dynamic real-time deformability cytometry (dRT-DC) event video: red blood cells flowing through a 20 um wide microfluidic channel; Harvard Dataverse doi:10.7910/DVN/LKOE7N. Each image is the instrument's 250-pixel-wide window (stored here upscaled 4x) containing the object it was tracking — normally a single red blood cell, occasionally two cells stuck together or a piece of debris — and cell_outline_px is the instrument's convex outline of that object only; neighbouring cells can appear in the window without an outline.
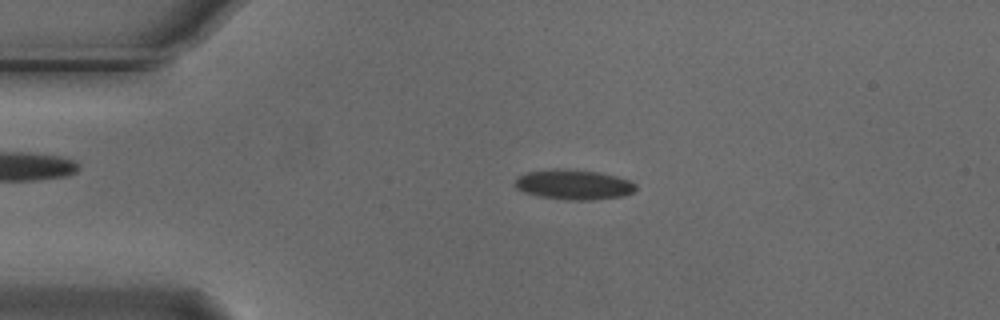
{"species": "Egyptian fruit bat (a non-hibernating species)", "species_latin": "Rousettus aegyptiacus", "temperature_condition": "cold", "stored_images_in_passage": 55, "camera_frame_rate_fps": 3000, "um_per_image_px": 0.085, "animal": {"sex": "male"}, "frame": {"image": 1, "passage_image": 11, "time_ms": 3.333, "image_size_px": [1000, 320], "cell_outline_px": [[636, 188], [632, 192], [624, 196], [592, 200], [564, 200], [540, 196], [524, 192], [516, 188], [516, 180], [520, 176], [528, 172], [556, 168], [596, 172], [616, 176], [628, 180], [636, 184]], "centroid_in_image_um": [48.78, 15.7], "position_along_channel_um": 36.2, "area_um2": 20.87}}
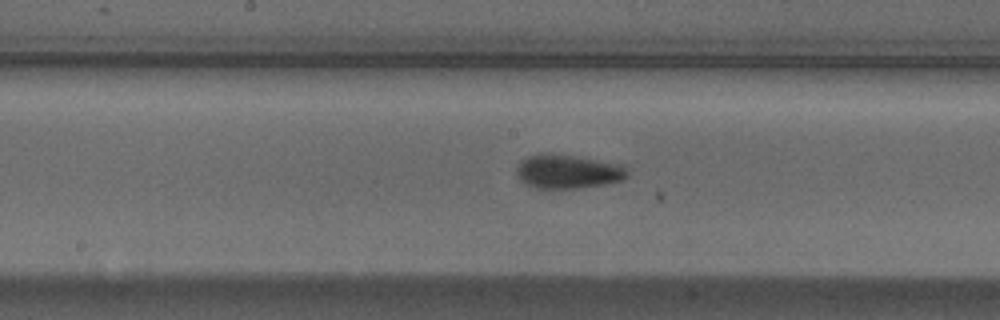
{"frame": {"image": 2, "passage_image": 27, "time_ms": 8.667, "image_size_px": [1000, 320], "cell_outline_px": [[628, 176], [624, 180], [604, 184], [576, 188], [536, 188], [524, 184], [520, 180], [516, 172], [516, 168], [520, 160], [528, 156], [540, 152], [552, 152], [624, 164], [628, 168]], "centroid_in_image_um": [48.27, 14.55], "position_along_channel_um": 199.9, "area_um2": 22.48}}
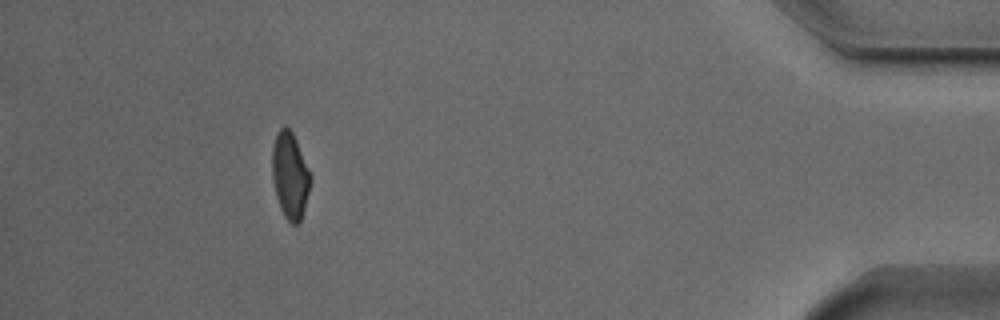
{"frame": {"image": 3, "passage_image": 49, "time_ms": 16.0, "image_size_px": [1000, 320], "cell_outline_px": [[312, 180], [300, 224], [292, 224], [284, 216], [280, 208], [276, 196], [272, 180], [272, 148], [276, 132], [280, 128], [288, 128], [292, 132], [296, 140], [312, 176]], "centroid_in_image_um": [24.65, 14.94], "position_along_channel_um": 410.5, "area_um2": 19.42}, "authors_computed_cell_mechanics": {"area_um2": 20.519, "velocity_mm_per_s": 3.7182, "shape_relaxation_time_tau1_ms": 4.856, "shape_relaxation_time_tau2_ms": 1.8622, "deformation_change_tau1": 0.1291, "deformation_change_tau2": 0.0732}}